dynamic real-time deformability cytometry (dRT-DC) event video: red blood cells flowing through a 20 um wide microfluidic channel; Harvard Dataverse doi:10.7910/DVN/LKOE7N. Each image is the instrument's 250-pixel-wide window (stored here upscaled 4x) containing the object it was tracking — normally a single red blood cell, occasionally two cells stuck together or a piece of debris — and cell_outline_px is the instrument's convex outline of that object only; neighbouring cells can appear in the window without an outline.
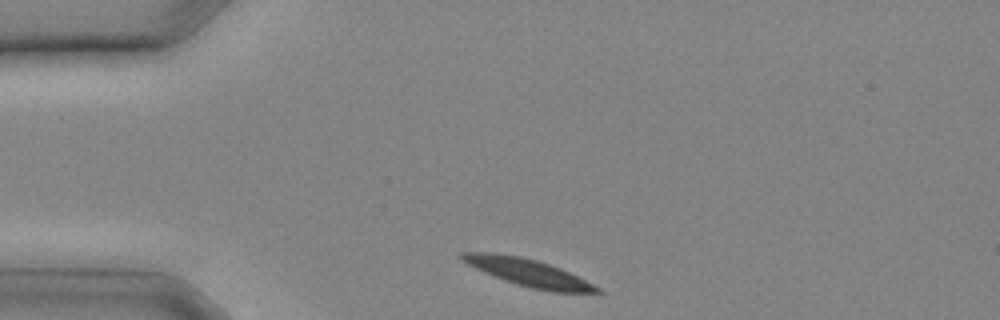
{"species": "common noctule bat (a hibernating species)", "species_latin": "Nyctalus noctula", "temperature_condition": "cold", "stored_images_in_passage": 21, "camera_frame_rate_fps": 3000, "um_per_image_px": 0.085, "animal": {"sex": "male", "body_mass_g": 20.4}, "frame": {"image": 1, "passage_image": 1, "time_ms": 0.0, "image_size_px": [1000, 320], "cell_outline_px": [[604, 292], [552, 292], [532, 288], [516, 284], [504, 280], [484, 272], [460, 260], [460, 252], [492, 252], [520, 256], [536, 260], [560, 268], [600, 288]], "centroid_in_image_um": [44.84, 23.16], "position_along_channel_um": 40.2, "area_um2": 21.15}}
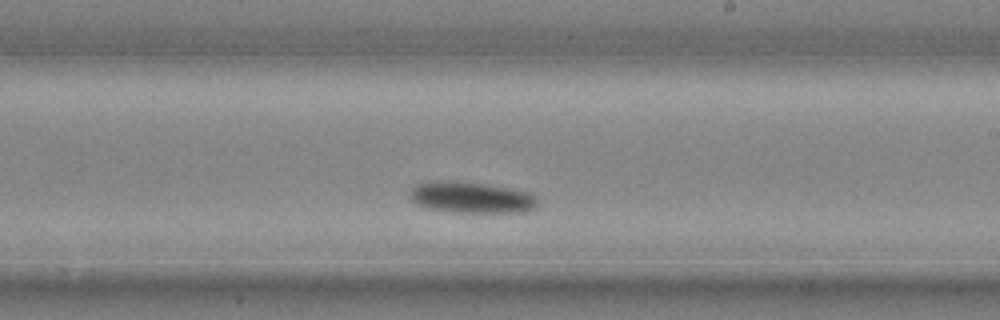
{"frame": {"image": 2, "passage_image": 11, "time_ms": 3.333, "image_size_px": [1000, 320], "cell_outline_px": [[536, 208], [528, 212], [448, 212], [428, 208], [416, 204], [408, 196], [412, 188], [416, 184], [428, 180], [444, 180], [484, 184], [528, 192], [536, 196]], "centroid_in_image_um": [40.01, 16.78], "position_along_channel_um": 249.0, "area_um2": 23.35}}
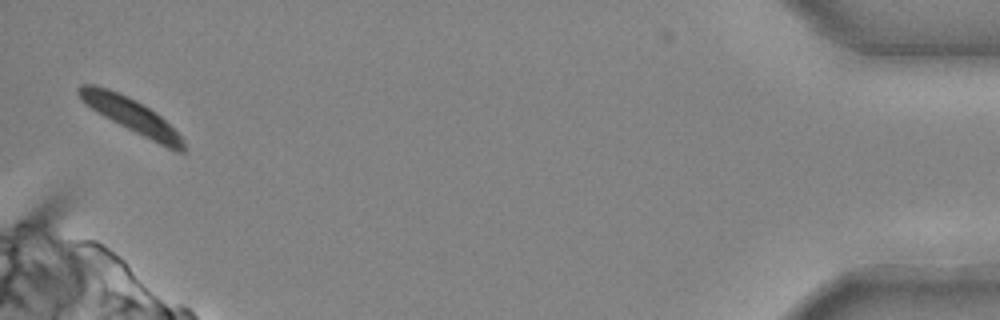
{"frame": {"image": 3, "passage_image": 21, "time_ms": 6.667, "image_size_px": [1000, 320], "cell_outline_px": [[184, 152], [176, 152], [104, 116], [84, 104], [80, 100], [76, 92], [76, 88], [80, 84], [92, 84], [108, 88], [128, 96], [136, 100], [156, 112], [184, 140]], "centroid_in_image_um": [11.08, 9.76], "position_along_channel_um": 424.1, "area_um2": 20.63}}